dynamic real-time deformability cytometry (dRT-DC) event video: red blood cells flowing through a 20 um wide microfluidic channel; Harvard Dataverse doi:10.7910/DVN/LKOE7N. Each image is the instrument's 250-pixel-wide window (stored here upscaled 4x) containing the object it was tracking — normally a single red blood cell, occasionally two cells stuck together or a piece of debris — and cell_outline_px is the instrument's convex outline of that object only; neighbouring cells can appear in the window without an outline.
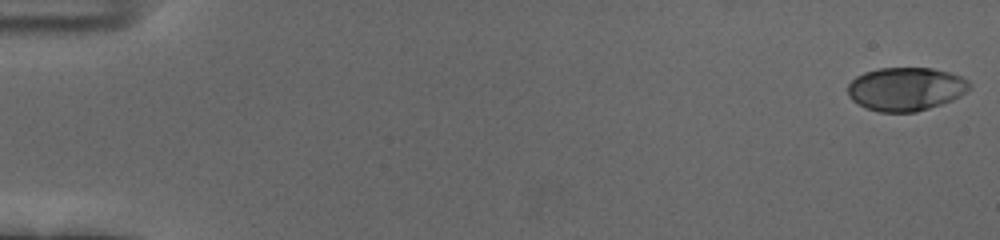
{"species": "human", "species_latin": "Homo sapiens", "temperature_condition": "cold", "stored_images_in_passage": 56, "camera_frame_rate_fps": 3000, "um_per_image_px": 0.085, "donor": {"sex": "female"}, "frame": {"image": 1, "passage_image": 1, "time_ms": 0.0, "image_size_px": [1000, 240], "cell_outline_px": [[972, 84], [960, 96], [952, 100], [916, 112], [880, 112], [864, 108], [852, 100], [848, 96], [848, 84], [856, 76], [864, 72], [880, 68], [932, 68], [948, 72], [960, 76], [968, 80]], "centroid_in_image_um": [76.96, 7.56], "position_along_channel_um": 8.0, "area_um2": 30.81}}
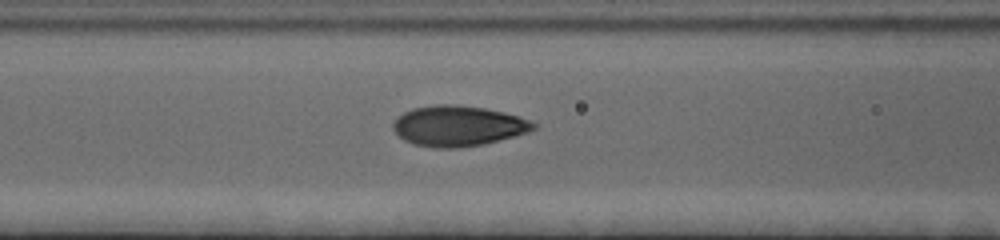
{"frame": {"image": 2, "passage_image": 24, "time_ms": 7.667, "image_size_px": [1000, 240], "cell_outline_px": [[536, 128], [528, 132], [484, 144], [460, 148], [436, 148], [412, 144], [404, 140], [392, 128], [392, 124], [404, 112], [412, 108], [436, 104], [456, 104], [484, 108], [504, 112], [520, 116], [532, 120], [536, 124]], "centroid_in_image_um": [38.95, 10.7], "position_along_channel_um": 127.6, "area_um2": 33.23}}
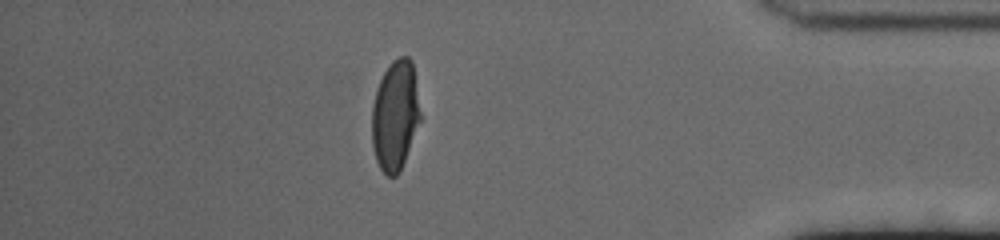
{"frame": {"image": 3, "passage_image": 49, "time_ms": 16.0, "image_size_px": [1000, 240], "cell_outline_px": [[420, 120], [400, 172], [396, 176], [388, 176], [380, 168], [376, 160], [372, 144], [372, 104], [380, 80], [384, 72], [392, 60], [400, 56], [408, 56], [412, 60], [420, 112]], "centroid_in_image_um": [33.58, 9.81], "position_along_channel_um": 401.6, "area_um2": 30.81}, "authors_computed_cell_mechanics": {"area_um2": 31.8189, "velocity_mm_per_s": 3.6846, "shape_relaxation_time_tau1_ms": 3.3756, "shape_relaxation_time_tau2_ms": null, "deformation_change_tau1": 0.186, "deformation_change_tau2": null}}